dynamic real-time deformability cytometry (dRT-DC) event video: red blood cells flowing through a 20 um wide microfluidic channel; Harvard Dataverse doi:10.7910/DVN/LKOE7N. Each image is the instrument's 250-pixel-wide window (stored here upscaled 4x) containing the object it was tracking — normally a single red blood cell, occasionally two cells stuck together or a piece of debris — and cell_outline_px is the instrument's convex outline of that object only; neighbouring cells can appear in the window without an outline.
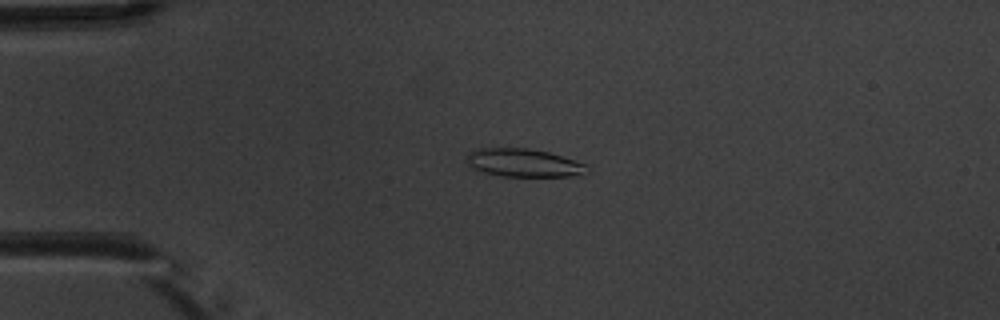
{"species": "common noctule bat (a hibernating species)", "species_latin": "Nyctalus noctula", "temperature_condition": "warm", "stored_images_in_passage": 3, "camera_frame_rate_fps": 3000, "um_per_image_px": 0.085, "animal": {"sex": "male", "body_mass_g": 20.1, "forearm_length_mm": 53.5}, "frame": {"image": 1, "passage_image": 2, "time_ms": 2.0, "image_size_px": [1000, 320], "cell_outline_px": [[588, 172], [568, 176], [504, 176], [484, 172], [472, 168], [468, 164], [468, 152], [476, 148], [528, 148], [548, 152], [584, 164]], "centroid_in_image_um": [44.44, 13.83], "position_along_channel_um": 40.6, "area_um2": 19.31}}